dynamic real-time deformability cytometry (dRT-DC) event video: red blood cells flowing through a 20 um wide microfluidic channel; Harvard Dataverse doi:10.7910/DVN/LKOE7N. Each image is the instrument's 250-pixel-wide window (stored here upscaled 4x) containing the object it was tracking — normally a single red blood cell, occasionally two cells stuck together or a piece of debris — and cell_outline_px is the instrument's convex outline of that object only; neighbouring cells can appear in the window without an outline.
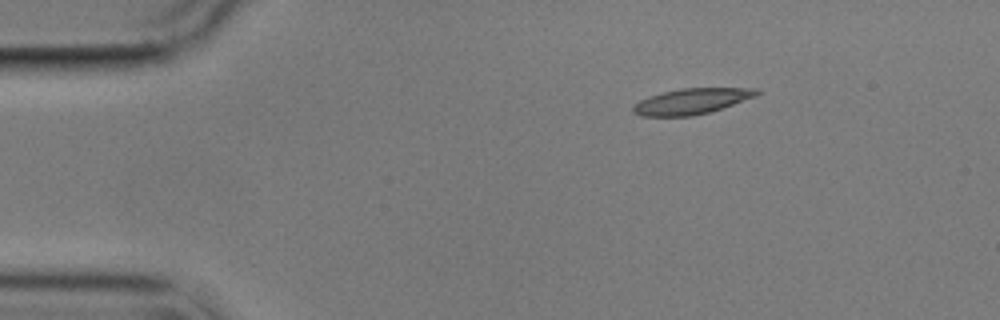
{"species": "common noctule bat (a hibernating species)", "species_latin": "Nyctalus noctula", "temperature_condition": "cold", "stored_images_in_passage": 2, "camera_frame_rate_fps": 3000, "um_per_image_px": 0.085, "animal": {"sex": "male", "body_mass_g": 17.9}, "frame": {"image": 1, "passage_image": 1, "time_ms": 0.0, "image_size_px": [1000, 320], "cell_outline_px": [[764, 92], [756, 96], [708, 112], [692, 116], [640, 116], [632, 112], [632, 104], [648, 96], [680, 88], [756, 88]], "centroid_in_image_um": [58.75, 8.6], "position_along_channel_um": 26.2, "area_um2": 18.5}}